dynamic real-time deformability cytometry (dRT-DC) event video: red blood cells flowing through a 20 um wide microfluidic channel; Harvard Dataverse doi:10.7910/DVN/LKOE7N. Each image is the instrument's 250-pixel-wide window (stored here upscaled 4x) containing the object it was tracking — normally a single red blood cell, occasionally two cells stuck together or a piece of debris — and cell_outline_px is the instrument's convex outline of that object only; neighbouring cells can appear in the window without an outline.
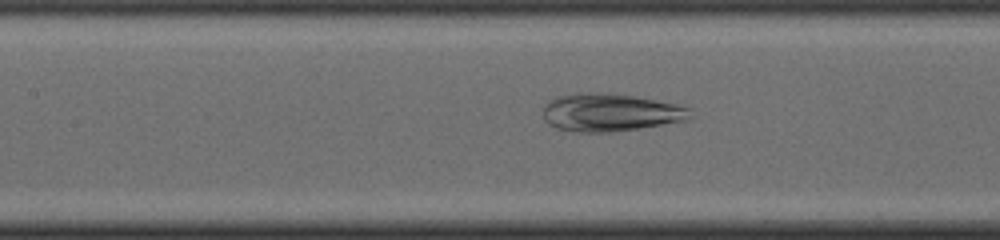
{"species": "common noctule bat (a hibernating species)", "species_latin": "Nyctalus noctula", "temperature_condition": "cold", "stored_images_in_passage": 45, "camera_frame_rate_fps": 3000, "um_per_image_px": 0.085, "animal": {"sex": "male", "body_mass_g": 19.0, "forearm_length_mm": 50.8}, "frame": {"image": 1, "passage_image": 21, "time_ms": 6.667, "image_size_px": [1000, 240], "cell_outline_px": [[692, 116], [688, 120], [640, 128], [612, 132], [576, 132], [556, 128], [548, 124], [544, 120], [544, 104], [548, 100], [556, 96], [588, 92], [608, 92], [636, 96], [676, 104], [688, 108]], "centroid_in_image_um": [51.84, 9.55], "position_along_channel_um": 155.6, "area_um2": 32.66}}
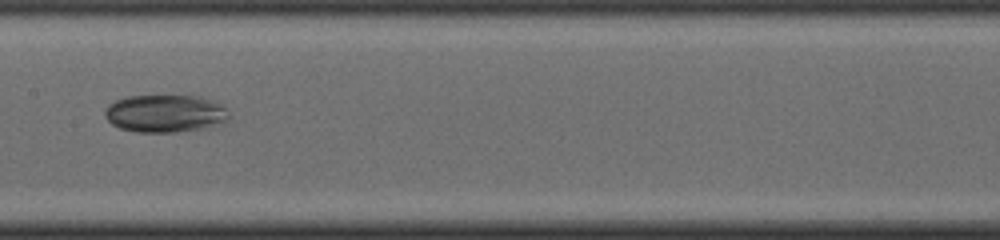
{"frame": {"image": 2, "passage_image": 24, "time_ms": 7.667, "image_size_px": [1000, 240], "cell_outline_px": [[228, 120], [200, 128], [176, 132], [136, 132], [120, 128], [112, 124], [104, 116], [104, 112], [108, 104], [116, 100], [128, 96], [200, 96], [212, 100], [224, 108], [228, 116]], "centroid_in_image_um": [13.96, 9.64], "position_along_channel_um": 193.4, "area_um2": 26.82}}